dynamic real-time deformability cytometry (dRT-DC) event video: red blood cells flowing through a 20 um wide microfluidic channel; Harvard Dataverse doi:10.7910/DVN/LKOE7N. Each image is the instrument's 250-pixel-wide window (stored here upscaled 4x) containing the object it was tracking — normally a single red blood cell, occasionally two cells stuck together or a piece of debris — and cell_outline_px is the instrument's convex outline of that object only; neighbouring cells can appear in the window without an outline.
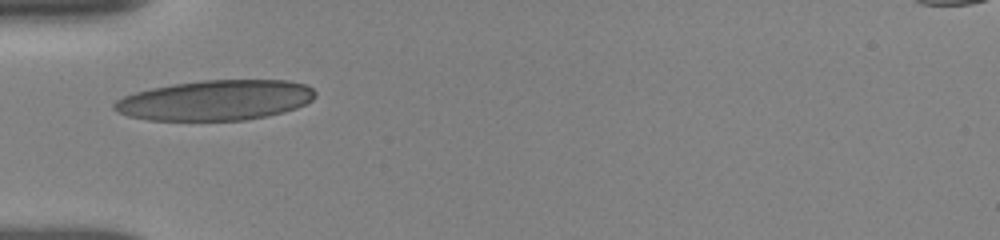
{"species": "human", "species_latin": "Homo sapiens", "temperature_condition": "room temperature", "stored_images_in_passage": 11, "camera_frame_rate_fps": 3000, "um_per_image_px": 0.085, "donor": {"sex": "female"}, "frame": {"image": 1, "passage_image": 1, "time_ms": 0.0, "image_size_px": [1000, 240], "cell_outline_px": [[316, 96], [312, 100], [296, 108], [284, 112], [268, 116], [244, 120], [148, 120], [128, 116], [112, 108], [112, 104], [116, 100], [124, 96], [136, 92], [152, 88], [176, 84], [204, 80], [288, 80], [308, 84], [316, 92]], "centroid_in_image_um": [18.36, 8.52], "position_along_channel_um": 66.6, "area_um2": 47.11}}
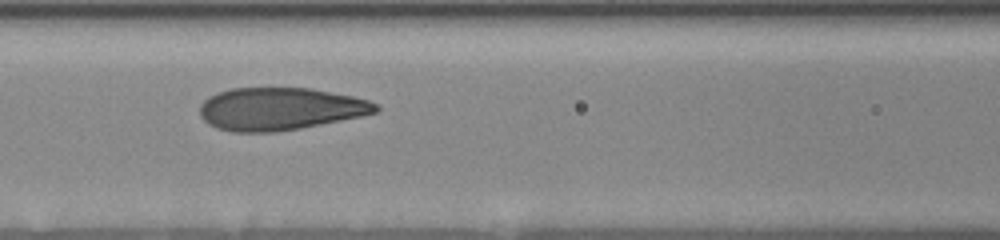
{"frame": {"image": 2, "passage_image": 7, "time_ms": 2.0, "image_size_px": [1000, 240], "cell_outline_px": [[380, 108], [376, 112], [360, 116], [300, 128], [272, 132], [232, 132], [216, 128], [208, 124], [200, 116], [200, 104], [208, 96], [216, 92], [232, 88], [312, 88], [352, 96], [368, 100], [376, 104]], "centroid_in_image_um": [23.75, 9.25], "position_along_channel_um": 142.9, "area_um2": 43.58}}
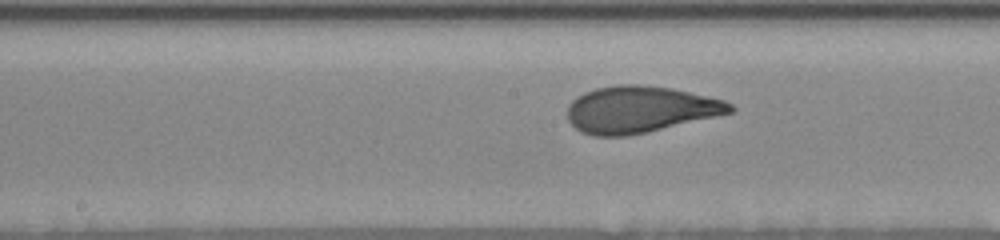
{"frame": {"image": 3, "passage_image": 10, "time_ms": 3.333, "image_size_px": [1000, 240], "cell_outline_px": [[736, 108], [732, 112], [716, 116], [648, 132], [628, 136], [592, 136], [580, 132], [568, 120], [568, 104], [572, 100], [584, 92], [596, 88], [616, 84], [640, 84], [672, 88], [724, 100], [732, 104]], "centroid_in_image_um": [54.38, 9.3], "position_along_channel_um": 193.8, "area_um2": 44.33}}